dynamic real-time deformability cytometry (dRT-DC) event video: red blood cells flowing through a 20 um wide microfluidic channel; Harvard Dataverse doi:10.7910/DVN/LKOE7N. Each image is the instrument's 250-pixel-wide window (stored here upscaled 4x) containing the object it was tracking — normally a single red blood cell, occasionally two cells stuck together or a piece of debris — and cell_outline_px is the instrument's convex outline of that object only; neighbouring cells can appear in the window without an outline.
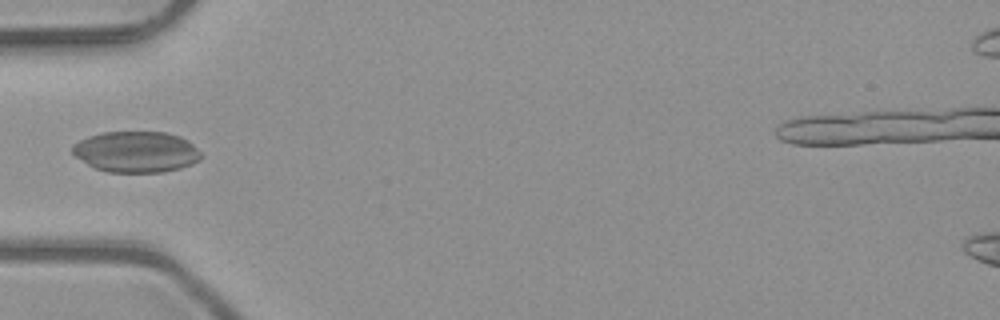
{"species": "common noctule bat (a hibernating species)", "species_latin": "Nyctalus noctula", "temperature_condition": "room temperature", "stored_images_in_passage": 2, "camera_frame_rate_fps": 3000, "um_per_image_px": 0.085, "animal": {"sex": "male", "body_mass_g": 23.1, "forearm_length_mm": 52.7}, "frame": {"image": 1, "passage_image": 2, "time_ms": 0.333, "image_size_px": [1000, 320], "cell_outline_px": [[204, 156], [200, 160], [192, 164], [180, 168], [164, 172], [108, 172], [96, 168], [88, 164], [76, 156], [72, 152], [72, 144], [88, 136], [104, 132], [164, 132], [180, 136], [188, 140]], "centroid_in_image_um": [11.6, 12.9], "position_along_channel_um": 73.4, "area_um2": 30.75}}